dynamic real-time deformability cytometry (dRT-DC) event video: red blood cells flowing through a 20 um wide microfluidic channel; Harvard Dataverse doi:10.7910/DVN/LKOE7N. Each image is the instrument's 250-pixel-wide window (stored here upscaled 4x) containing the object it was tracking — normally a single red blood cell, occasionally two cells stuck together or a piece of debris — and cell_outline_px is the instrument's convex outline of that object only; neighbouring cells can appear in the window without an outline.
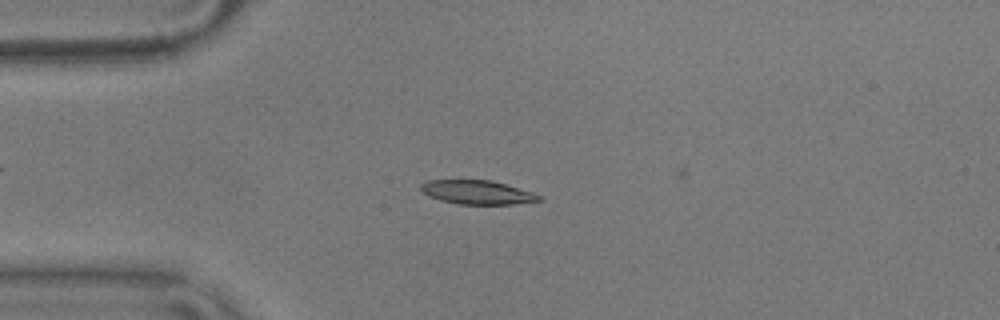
{"species": "common noctule bat (a hibernating species)", "species_latin": "Nyctalus noctula", "temperature_condition": "warm", "stored_images_in_passage": 16, "camera_frame_rate_fps": 3000, "um_per_image_px": 0.085, "animal": {"sex": "male", "body_mass_g": 17.9}, "frame": {"image": 1, "passage_image": 13, "time_ms": 4.0, "image_size_px": [1000, 320], "cell_outline_px": [[544, 200], [512, 204], [460, 204], [440, 200], [428, 196], [420, 188], [420, 184], [428, 180], [492, 180], [532, 192], [540, 196]], "centroid_in_image_um": [40.56, 16.34], "position_along_channel_um": 44.4, "area_um2": 16.36}}